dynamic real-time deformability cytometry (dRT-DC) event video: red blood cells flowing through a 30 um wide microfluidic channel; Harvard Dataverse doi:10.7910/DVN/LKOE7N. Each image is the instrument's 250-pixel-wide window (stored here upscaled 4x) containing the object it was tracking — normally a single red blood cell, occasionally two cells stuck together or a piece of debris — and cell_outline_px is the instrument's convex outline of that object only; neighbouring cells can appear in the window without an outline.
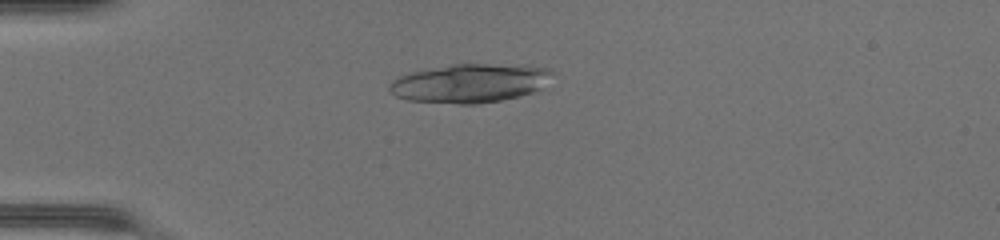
{"species": "common noctule bat (a hibernating species)", "species_latin": "Nyctalus noctula", "temperature_condition": "warm", "stored_images_in_passage": 36, "camera_frame_rate_fps": 3000, "um_per_image_px": 0.085, "animal": {"sex": "female", "body_mass_g": 17.0, "forearm_length_mm": 48.0}, "frame": {"image": 1, "passage_image": 1, "time_ms": 0.0, "image_size_px": [1000, 240], "cell_outline_px": [[556, 72], [540, 88], [532, 92], [500, 100], [476, 104], [460, 104], [408, 100], [396, 96], [388, 88], [388, 84], [392, 80], [408, 72], [452, 64], [528, 64], [548, 68]], "centroid_in_image_um": [39.95, 7.05], "position_along_channel_um": 45.0, "area_um2": 36.99}}